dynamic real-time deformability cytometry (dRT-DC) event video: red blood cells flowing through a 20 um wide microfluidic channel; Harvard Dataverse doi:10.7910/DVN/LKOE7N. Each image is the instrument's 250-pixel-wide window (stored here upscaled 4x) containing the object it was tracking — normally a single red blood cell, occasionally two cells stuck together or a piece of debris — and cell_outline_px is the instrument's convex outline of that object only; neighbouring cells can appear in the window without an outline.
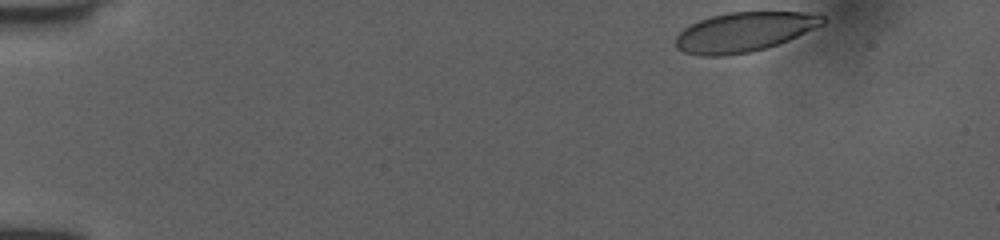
{"species": "human", "species_latin": "Homo sapiens", "temperature_condition": "room temperature", "stored_images_in_passage": 41, "camera_frame_rate_fps": 3000, "um_per_image_px": 0.085, "donor": {"sex": "female"}, "frame": {"image": 1, "passage_image": 1, "time_ms": 0.0, "image_size_px": [1000, 240], "cell_outline_px": [[824, 24], [788, 40], [764, 48], [748, 52], [724, 56], [704, 56], [684, 52], [676, 48], [676, 36], [684, 28], [700, 20], [712, 16], [728, 12], [820, 12], [824, 16]], "centroid_in_image_um": [63.27, 2.7], "position_along_channel_um": 21.7, "area_um2": 33.7}}
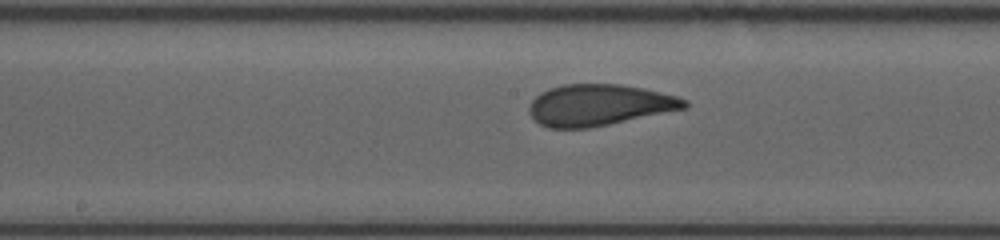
{"frame": {"image": 2, "passage_image": 23, "time_ms": 7.333, "image_size_px": [1000, 240], "cell_outline_px": [[688, 108], [588, 128], [548, 128], [540, 124], [528, 112], [528, 108], [532, 100], [540, 92], [548, 88], [564, 84], [620, 84], [644, 88], [676, 96], [688, 100]], "centroid_in_image_um": [50.92, 8.92], "position_along_channel_um": 197.3, "area_um2": 37.4}}
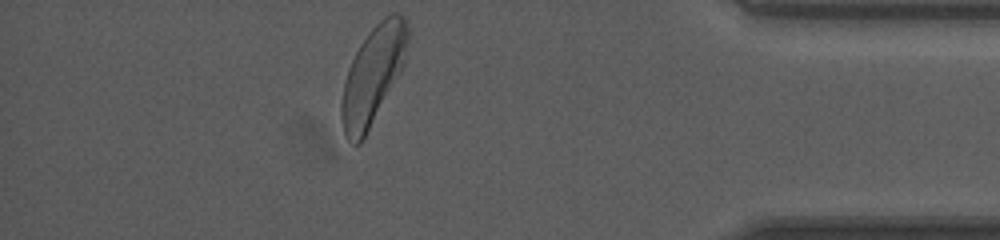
{"frame": {"image": 3, "passage_image": 41, "time_ms": 13.333, "image_size_px": [1000, 240], "cell_outline_px": [[408, 40], [404, 64], [400, 72], [360, 144], [352, 144], [348, 140], [344, 132], [340, 116], [340, 104], [344, 80], [348, 68], [360, 44], [368, 32], [384, 16], [392, 12], [400, 12], [404, 16], [408, 28]], "centroid_in_image_um": [31.68, 6.35], "position_along_channel_um": 403.5, "area_um2": 37.45}, "authors_computed_cell_mechanics": {"area_um2": 37.3966, "velocity_mm_per_s": 3.985, "shape_relaxation_time_tau1_ms": 3.4674, "shape_relaxation_time_tau2_ms": null, "deformation_change_tau1": 0.1522, "deformation_change_tau2": null}}